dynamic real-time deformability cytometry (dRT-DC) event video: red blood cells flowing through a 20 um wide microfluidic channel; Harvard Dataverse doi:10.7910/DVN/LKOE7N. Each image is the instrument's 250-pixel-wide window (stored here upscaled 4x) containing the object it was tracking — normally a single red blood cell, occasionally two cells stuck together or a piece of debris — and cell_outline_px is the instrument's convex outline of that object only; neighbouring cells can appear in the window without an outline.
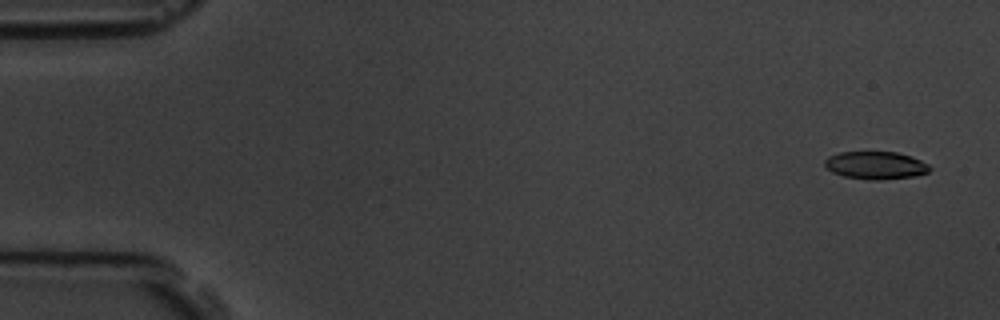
{"species": "common noctule bat (a hibernating species)", "species_latin": "Nyctalus noctula", "temperature_condition": "room temperature", "stored_images_in_passage": 5, "camera_frame_rate_fps": 3000, "um_per_image_px": 0.085, "animal": {"sex": "male", "body_mass_g": 19.5, "forearm_length_mm": 54.6}, "frame": {"image": 1, "passage_image": 1, "time_ms": 0.0, "image_size_px": [1000, 320], "cell_outline_px": [[932, 168], [928, 172], [912, 176], [880, 180], [868, 180], [844, 176], [832, 172], [824, 164], [824, 160], [828, 156], [840, 152], [896, 152], [912, 156], [928, 164]], "centroid_in_image_um": [74.42, 14.05], "position_along_channel_um": 10.6, "area_um2": 16.94}}
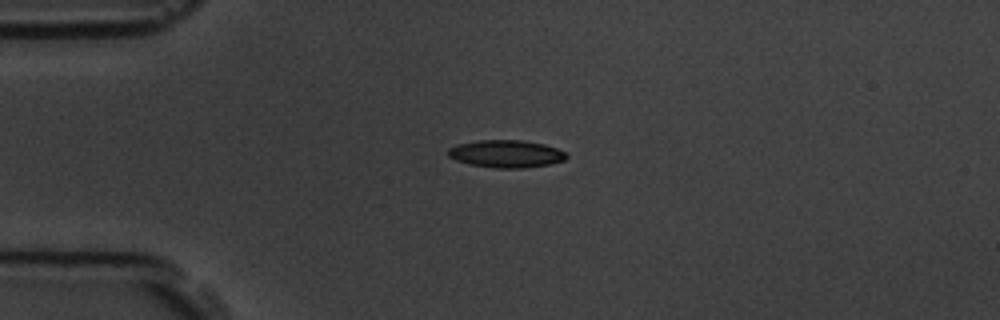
{"frame": {"image": 2, "passage_image": 4, "time_ms": 3.667, "image_size_px": [1000, 320], "cell_outline_px": [[568, 156], [564, 160], [552, 164], [524, 168], [496, 168], [468, 164], [456, 160], [448, 156], [448, 148], [456, 144], [476, 140], [524, 140], [544, 144], [556, 148], [564, 152]], "centroid_in_image_um": [43.0, 13.07], "position_along_channel_um": 42.0, "area_um2": 19.13}}